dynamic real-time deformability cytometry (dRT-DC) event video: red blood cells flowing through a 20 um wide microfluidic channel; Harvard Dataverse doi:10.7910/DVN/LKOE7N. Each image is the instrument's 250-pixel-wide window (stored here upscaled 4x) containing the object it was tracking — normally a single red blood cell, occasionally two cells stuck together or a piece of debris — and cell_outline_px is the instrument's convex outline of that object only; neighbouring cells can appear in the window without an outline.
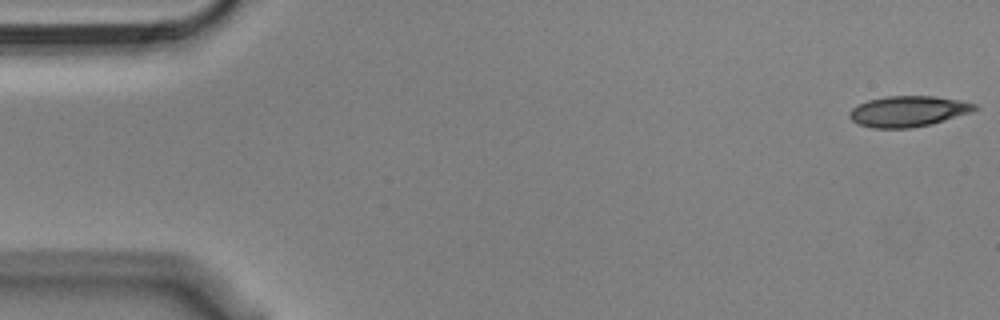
{"species": "Egyptian fruit bat (a non-hibernating species)", "species_latin": "Rousettus aegyptiacus", "temperature_condition": "cold", "stored_images_in_passage": 55, "camera_frame_rate_fps": 3000, "um_per_image_px": 0.085, "animal": {"sex": "male"}, "frame": {"image": 1, "passage_image": 1, "time_ms": 0.0, "image_size_px": [1000, 320], "cell_outline_px": [[980, 108], [972, 112], [932, 124], [912, 128], [872, 128], [856, 124], [848, 116], [848, 112], [852, 108], [868, 100], [888, 96], [932, 96], [960, 100], [976, 104]], "centroid_in_image_um": [77.2, 9.47], "position_along_channel_um": 7.8, "area_um2": 22.6}}
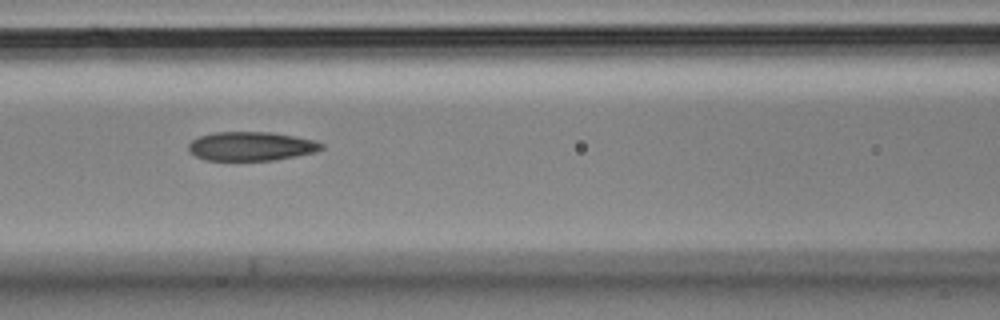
{"frame": {"image": 2, "passage_image": 23, "time_ms": 7.333, "image_size_px": [1000, 320], "cell_outline_px": [[324, 148], [316, 152], [276, 160], [204, 160], [188, 152], [188, 144], [192, 140], [200, 136], [212, 132], [272, 132], [296, 136], [316, 140], [324, 144]], "centroid_in_image_um": [21.36, 12.43], "position_along_channel_um": 145.2, "area_um2": 22.72}}
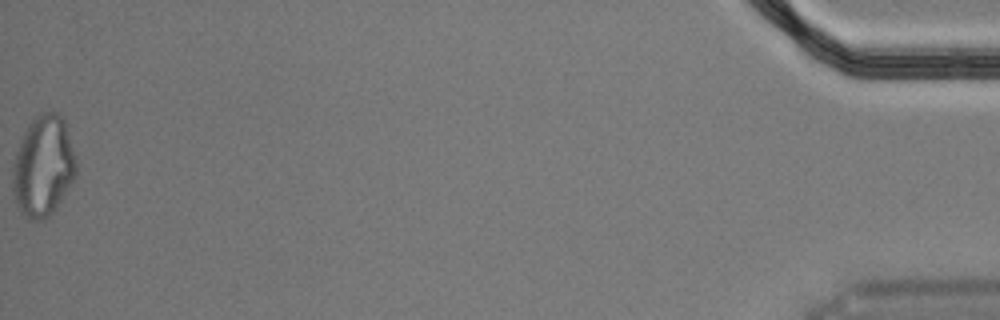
{"frame": {"image": 3, "passage_image": 55, "time_ms": 18.0, "image_size_px": [1000, 320], "cell_outline_px": [[76, 176], [56, 208], [48, 216], [40, 220], [28, 220], [20, 212], [12, 188], [12, 164], [20, 140], [28, 124], [40, 112], [56, 112], [64, 120], [76, 164]], "centroid_in_image_um": [3.64, 14.14], "position_along_channel_um": 431.6, "area_um2": 37.11}, "authors_computed_cell_mechanics": {"area_um2": 23.0622, "velocity_mm_per_s": 3.6339, "shape_relaxation_time_tau1_ms": null, "shape_relaxation_time_tau2_ms": 3.5175, "deformation_change_tau1": null, "deformation_change_tau2": 0.122}}